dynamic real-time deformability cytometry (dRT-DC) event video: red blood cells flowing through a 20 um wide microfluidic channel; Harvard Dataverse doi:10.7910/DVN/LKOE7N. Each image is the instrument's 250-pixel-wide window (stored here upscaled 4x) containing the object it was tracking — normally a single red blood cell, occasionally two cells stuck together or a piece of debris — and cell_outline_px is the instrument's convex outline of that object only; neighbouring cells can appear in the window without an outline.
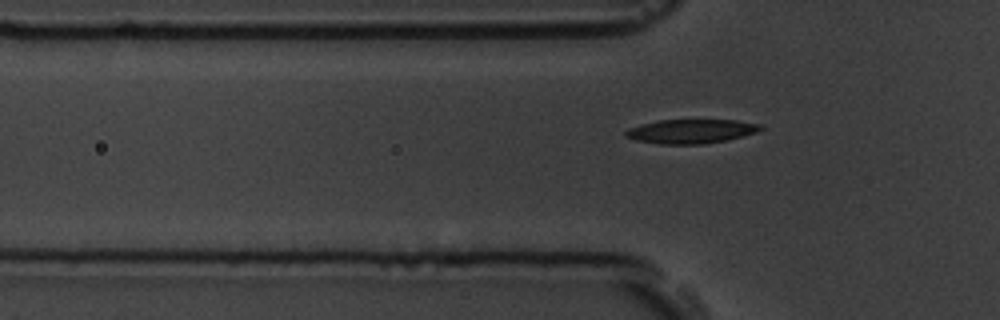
{"species": "common noctule bat (a hibernating species)", "species_latin": "Nyctalus noctula", "temperature_condition": "room temperature", "stored_images_in_passage": 7, "segment_of_instrument_passage": [2, 2], "camera_frame_rate_fps": 3000, "um_per_image_px": 0.085, "animal": {"sex": "male", "body_mass_g": 19.5, "forearm_length_mm": 54.6}, "frame": {"image": 1, "passage_image": 7, "time_ms": 8.0, "image_size_px": [1000, 320], "cell_outline_px": [[764, 128], [756, 132], [728, 140], [704, 144], [660, 144], [636, 140], [624, 136], [624, 132], [628, 128], [660, 120], [736, 120], [760, 124]], "centroid_in_image_um": [58.75, 11.16], "position_along_channel_um": 67.1, "area_um2": 18.9}}